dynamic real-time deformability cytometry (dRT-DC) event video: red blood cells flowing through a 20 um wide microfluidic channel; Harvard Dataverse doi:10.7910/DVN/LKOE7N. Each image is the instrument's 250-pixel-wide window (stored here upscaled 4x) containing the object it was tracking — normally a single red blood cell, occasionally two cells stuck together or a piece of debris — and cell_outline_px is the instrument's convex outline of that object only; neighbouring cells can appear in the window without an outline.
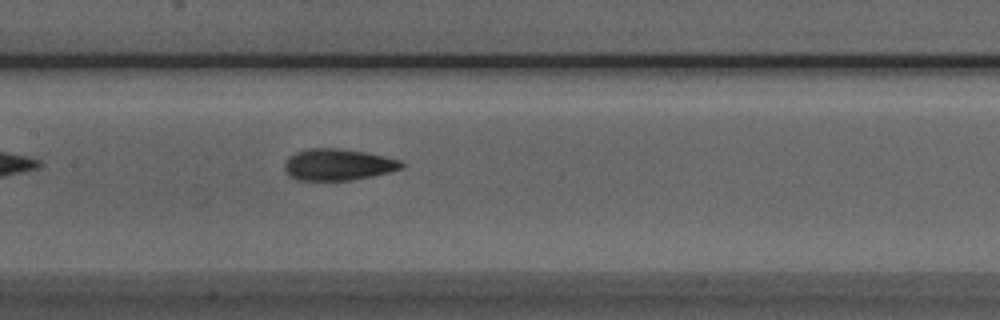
{"species": "Egyptian fruit bat (a non-hibernating species)", "species_latin": "Rousettus aegyptiacus", "temperature_condition": "room temperature", "stored_images_in_passage": 33, "camera_frame_rate_fps": 3000, "um_per_image_px": 0.085, "animal": {"sex": "male"}, "frame": {"image": 1, "passage_image": 10, "time_ms": 3.0, "image_size_px": [1000, 320], "cell_outline_px": [[408, 164], [404, 168], [372, 176], [352, 180], [296, 180], [288, 176], [284, 168], [284, 164], [288, 156], [296, 152], [308, 148], [344, 148], [384, 156], [400, 160]], "centroid_in_image_um": [28.73, 13.99], "position_along_channel_um": 178.7, "area_um2": 21.79}}
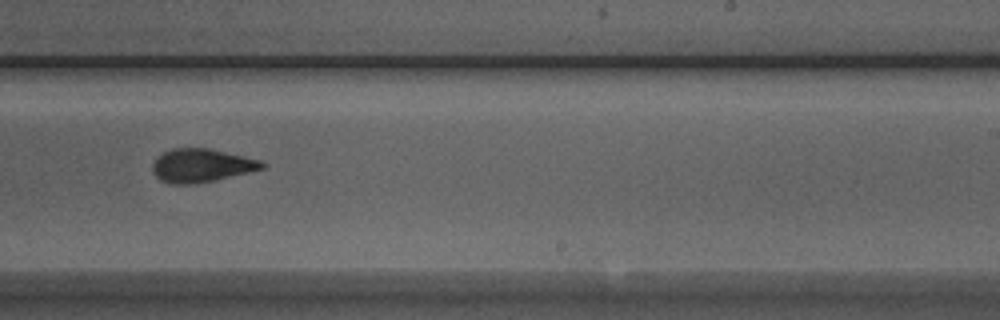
{"frame": {"image": 2, "passage_image": 17, "time_ms": 5.333, "image_size_px": [1000, 320], "cell_outline_px": [[268, 164], [264, 168], [248, 172], [212, 180], [192, 184], [168, 184], [160, 180], [152, 172], [152, 164], [164, 152], [172, 148], [208, 148], [260, 160]], "centroid_in_image_um": [17.1, 14.07], "position_along_channel_um": 271.9, "area_um2": 21.04}}
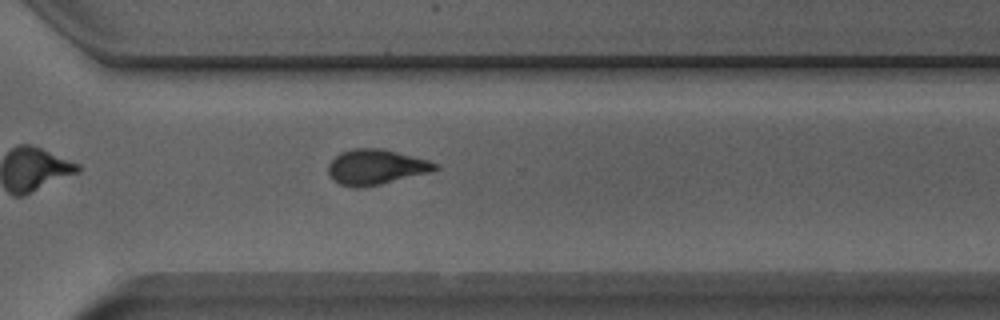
{"frame": {"image": 3, "passage_image": 22, "time_ms": 7.0, "image_size_px": [1000, 320], "cell_outline_px": [[440, 168], [428, 172], [380, 184], [360, 188], [352, 188], [340, 184], [332, 180], [328, 172], [328, 164], [340, 152], [352, 148], [384, 148], [428, 160], [440, 164]], "centroid_in_image_um": [31.93, 14.19], "position_along_channel_um": 338.7, "area_um2": 22.02}, "authors_computed_cell_mechanics": {"area_um2": 21.4438, "velocity_mm_per_s": 4.011, "shape_relaxation_time_tau1_ms": 7.4173, "shape_relaxation_time_tau2_ms": 1.8905, "deformation_change_tau1": 0.2047, "deformation_change_tau2": 0.0875}}